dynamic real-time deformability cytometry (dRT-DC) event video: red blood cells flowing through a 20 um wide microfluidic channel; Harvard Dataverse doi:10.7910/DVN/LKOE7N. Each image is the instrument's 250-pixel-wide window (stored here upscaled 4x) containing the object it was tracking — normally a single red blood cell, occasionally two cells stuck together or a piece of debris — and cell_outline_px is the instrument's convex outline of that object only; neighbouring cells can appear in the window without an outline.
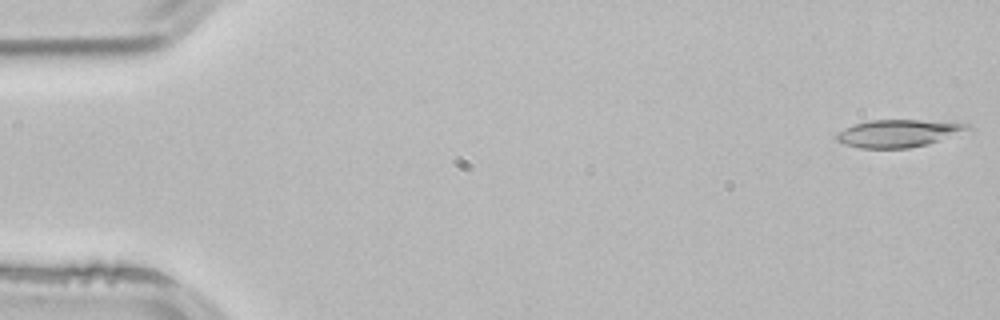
{"species": "common noctule bat (a hibernating species)", "species_latin": "Nyctalus noctula", "temperature_condition": "room temperature", "stored_images_in_passage": 5, "camera_frame_rate_fps": 3000, "um_per_image_px": 0.085, "animal": {"sex": "male", "body_mass_g": 21.5, "forearm_length_mm": 52.0}, "frame": {"image": 1, "passage_image": 5, "time_ms": 1.333, "image_size_px": [1000, 320], "cell_outline_px": [[972, 132], [928, 144], [908, 148], [860, 148], [844, 144], [836, 140], [836, 136], [840, 132], [856, 124], [872, 120], [920, 120], [972, 124]], "centroid_in_image_um": [76.52, 11.34], "position_along_channel_um": 8.5, "area_um2": 21.15}}